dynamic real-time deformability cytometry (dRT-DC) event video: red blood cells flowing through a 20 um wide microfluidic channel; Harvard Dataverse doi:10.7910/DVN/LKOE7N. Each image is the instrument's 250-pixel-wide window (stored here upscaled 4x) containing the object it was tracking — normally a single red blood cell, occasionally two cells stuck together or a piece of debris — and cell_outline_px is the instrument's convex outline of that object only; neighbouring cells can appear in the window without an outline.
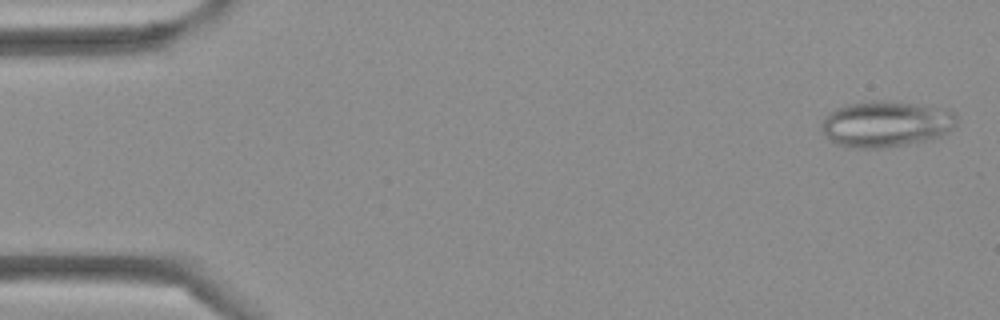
{"species": "Egyptian fruit bat (a non-hibernating species)", "species_latin": "Rousettus aegyptiacus", "temperature_condition": "cold", "stored_images_in_passage": 44, "camera_frame_rate_fps": 3000, "um_per_image_px": 0.085, "frame": {"image": 1, "passage_image": 1, "time_ms": 0.0, "image_size_px": [1000, 320], "cell_outline_px": [[956, 128], [932, 140], [884, 148], [844, 148], [828, 140], [820, 128], [820, 124], [828, 112], [836, 108], [848, 104], [872, 100], [888, 100], [948, 108], [956, 112]], "centroid_in_image_um": [75.31, 10.54], "position_along_channel_um": 9.7, "area_um2": 37.28}}
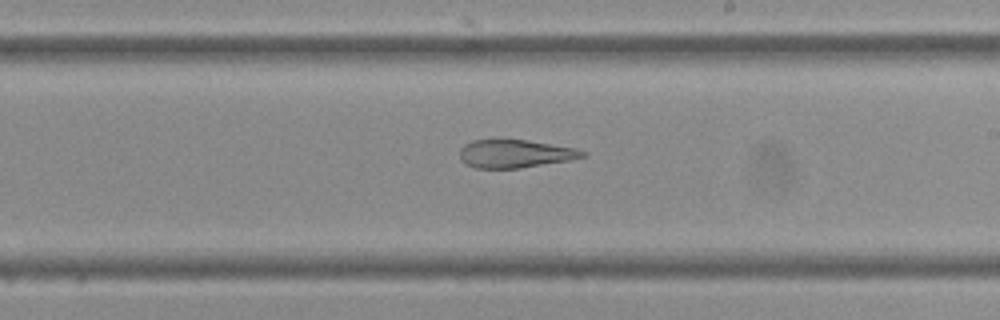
{"frame": {"image": 2, "passage_image": 25, "time_ms": 8.0, "image_size_px": [1000, 320], "cell_outline_px": [[588, 156], [568, 160], [520, 168], [476, 168], [464, 164], [460, 160], [460, 148], [464, 144], [472, 140], [528, 140], [576, 148], [588, 152]], "centroid_in_image_um": [43.78, 13.07], "position_along_channel_um": 245.2, "area_um2": 20.17}}
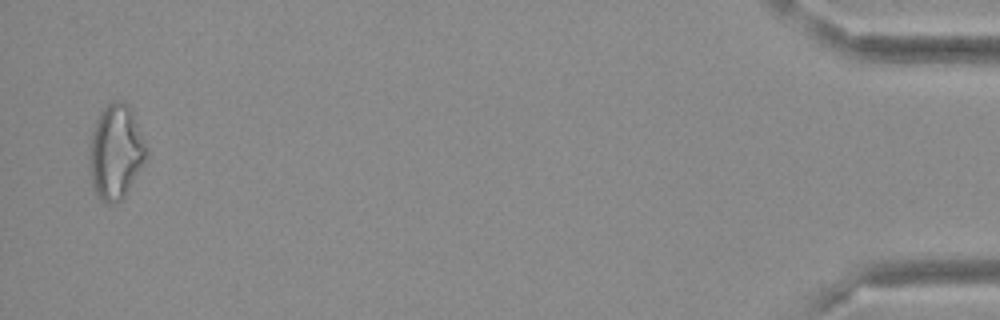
{"frame": {"image": 3, "passage_image": 43, "time_ms": 14.0, "image_size_px": [1000, 320], "cell_outline_px": [[148, 160], [124, 196], [120, 200], [112, 204], [108, 204], [100, 200], [96, 196], [92, 188], [88, 164], [88, 148], [92, 128], [100, 112], [112, 100], [124, 100], [128, 104], [132, 112], [148, 148]], "centroid_in_image_um": [9.82, 12.93], "position_along_channel_um": 425.4, "area_um2": 32.31}}